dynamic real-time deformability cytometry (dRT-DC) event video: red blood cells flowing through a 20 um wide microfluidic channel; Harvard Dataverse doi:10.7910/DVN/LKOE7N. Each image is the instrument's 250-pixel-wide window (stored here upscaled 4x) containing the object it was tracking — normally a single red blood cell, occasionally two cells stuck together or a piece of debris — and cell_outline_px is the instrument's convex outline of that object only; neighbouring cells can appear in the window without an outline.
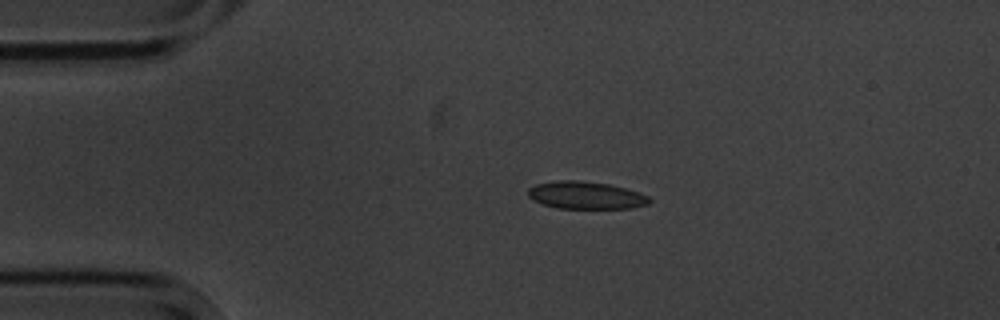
{"species": "common noctule bat (a hibernating species)", "species_latin": "Nyctalus noctula", "temperature_condition": "cold", "stored_images_in_passage": 2, "camera_frame_rate_fps": 3000, "um_per_image_px": 0.085, "animal": {"sex": "male", "body_mass_g": 20.1, "forearm_length_mm": 53.5}, "frame": {"image": 1, "passage_image": 1, "time_ms": 0.0, "image_size_px": [1000, 320], "cell_outline_px": [[652, 200], [648, 204], [632, 208], [556, 208], [544, 204], [528, 196], [528, 188], [536, 184], [556, 180], [580, 180], [608, 184], [624, 188], [648, 196]], "centroid_in_image_um": [49.79, 16.59], "position_along_channel_um": 35.2, "area_um2": 19.25}}